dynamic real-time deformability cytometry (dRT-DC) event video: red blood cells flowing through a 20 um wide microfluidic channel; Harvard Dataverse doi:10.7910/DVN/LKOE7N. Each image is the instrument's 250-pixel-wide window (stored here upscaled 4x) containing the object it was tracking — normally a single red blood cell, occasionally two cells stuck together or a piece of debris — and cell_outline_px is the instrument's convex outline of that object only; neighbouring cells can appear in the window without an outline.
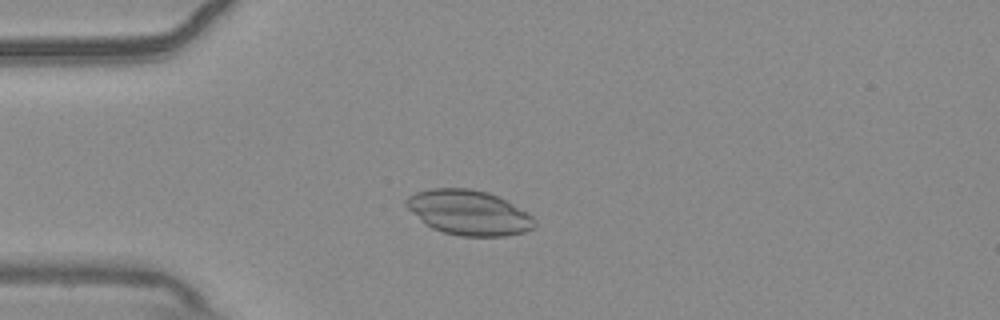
{"species": "common noctule bat (a hibernating species)", "species_latin": "Nyctalus noctula", "temperature_condition": "warm", "stored_images_in_passage": 54, "camera_frame_rate_fps": 3000, "um_per_image_px": 0.085, "animal": {"sex": "male", "body_mass_g": 20.4}, "frame": {"image": 1, "passage_image": 14, "time_ms": 4.333, "image_size_px": [1000, 320], "cell_outline_px": [[536, 228], [524, 232], [504, 236], [460, 236], [444, 232], [432, 228], [412, 212], [404, 204], [404, 200], [408, 196], [416, 192], [432, 188], [472, 188], [488, 192], [528, 212], [536, 220]], "centroid_in_image_um": [39.86, 18.07], "position_along_channel_um": 45.1, "area_um2": 33.52}}
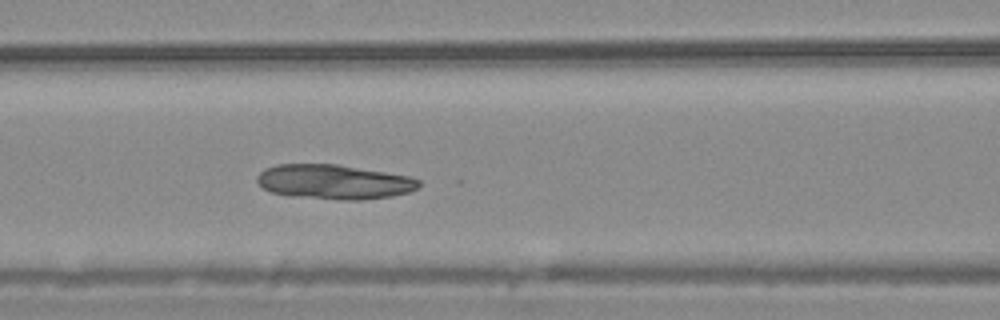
{"frame": {"image": 2, "passage_image": 23, "time_ms": 7.333, "image_size_px": [1000, 320], "cell_outline_px": [[420, 184], [416, 188], [408, 192], [392, 196], [360, 200], [340, 200], [296, 196], [272, 192], [264, 188], [256, 180], [256, 176], [264, 168], [276, 164], [336, 164], [412, 176], [420, 180]], "centroid_in_image_um": [28.4, 15.45], "position_along_channel_um": 138.2, "area_um2": 32.6}}
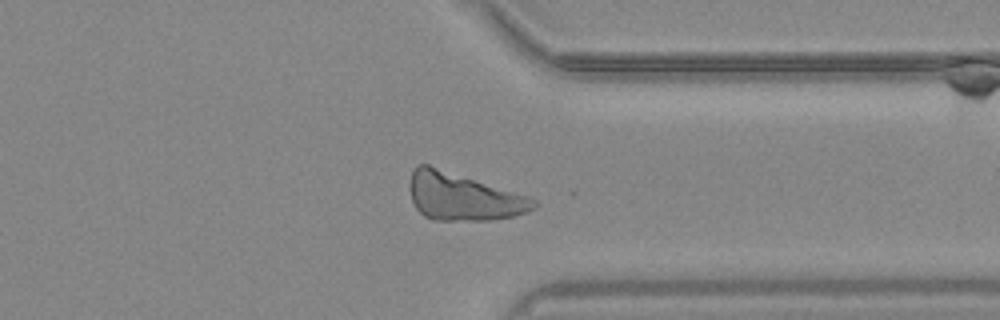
{"frame": {"image": 3, "passage_image": 42, "time_ms": 13.667, "image_size_px": [1000, 320], "cell_outline_px": [[536, 208], [528, 212], [512, 216], [492, 220], [432, 220], [424, 216], [416, 208], [412, 200], [408, 188], [408, 184], [412, 168], [416, 164], [428, 164], [528, 196], [536, 200]], "centroid_in_image_um": [39.31, 16.71], "position_along_channel_um": 372.1, "area_um2": 34.51}}